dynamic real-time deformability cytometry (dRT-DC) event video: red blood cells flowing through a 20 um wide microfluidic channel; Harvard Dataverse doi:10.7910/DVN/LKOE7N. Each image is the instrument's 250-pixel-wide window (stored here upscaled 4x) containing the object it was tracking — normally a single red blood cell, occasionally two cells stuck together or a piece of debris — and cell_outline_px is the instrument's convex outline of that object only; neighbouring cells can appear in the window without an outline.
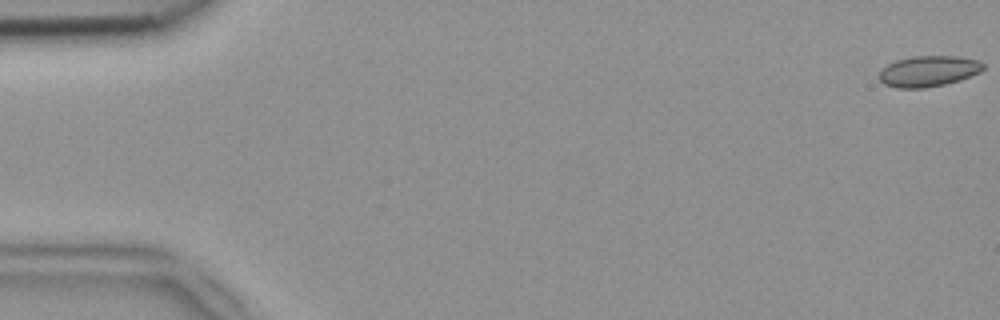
{"species": "common noctule bat (a hibernating species)", "species_latin": "Nyctalus noctula", "temperature_condition": "room temperature", "stored_images_in_passage": 5, "camera_frame_rate_fps": 3000, "um_per_image_px": 0.085, "animal": {"sex": "female", "body_mass_g": 18.4}, "frame": {"image": 1, "passage_image": 1, "time_ms": 0.0, "image_size_px": [1000, 320], "cell_outline_px": [[984, 68], [980, 72], [960, 80], [944, 84], [924, 88], [896, 88], [884, 84], [880, 80], [880, 72], [888, 64], [896, 60], [912, 56], [956, 56], [980, 60], [984, 64]], "centroid_in_image_um": [78.94, 6.04], "position_along_channel_um": 6.1, "area_um2": 18.67}}
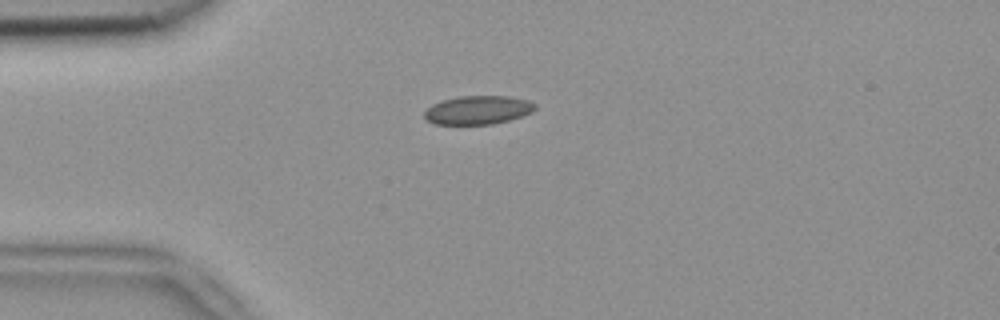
{"frame": {"image": 2, "passage_image": 5, "time_ms": 1.333, "image_size_px": [1000, 320], "cell_outline_px": [[536, 108], [532, 112], [508, 120], [492, 124], [436, 124], [428, 120], [424, 116], [424, 112], [432, 104], [440, 100], [460, 96], [508, 96], [528, 100], [536, 104]], "centroid_in_image_um": [40.62, 9.34], "position_along_channel_um": 44.4, "area_um2": 18.38}}